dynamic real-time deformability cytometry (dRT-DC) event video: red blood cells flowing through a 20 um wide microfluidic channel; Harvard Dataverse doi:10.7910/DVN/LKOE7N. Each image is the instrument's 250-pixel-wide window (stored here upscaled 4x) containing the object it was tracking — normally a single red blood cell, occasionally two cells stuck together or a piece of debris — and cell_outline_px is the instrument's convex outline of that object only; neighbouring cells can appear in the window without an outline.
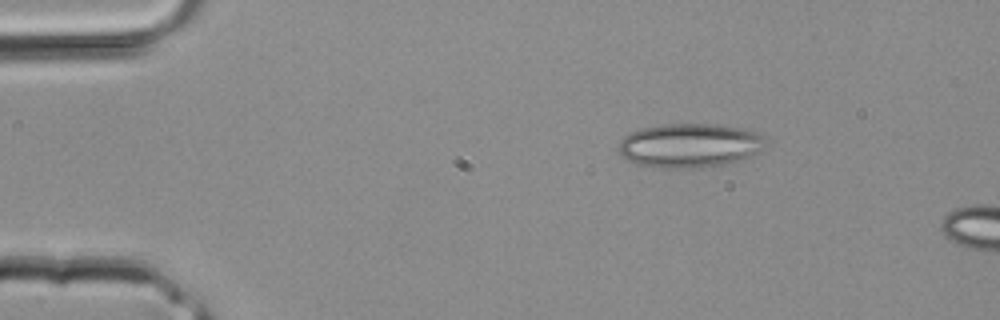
{"species": "common noctule bat (a hibernating species)", "species_latin": "Nyctalus noctula", "temperature_condition": "room temperature", "stored_images_in_passage": 2, "camera_frame_rate_fps": 3000, "um_per_image_px": 0.085, "animal": {"sex": "male", "body_mass_g": 20.4}, "frame": {"image": 1, "passage_image": 1, "time_ms": 0.0, "image_size_px": [1000, 320], "cell_outline_px": [[764, 140], [756, 152], [732, 164], [700, 168], [656, 168], [636, 164], [628, 160], [620, 152], [620, 140], [624, 136], [640, 128], [660, 124], [716, 124], [740, 128], [764, 136]], "centroid_in_image_um": [58.56, 12.38], "position_along_channel_um": 26.4, "area_um2": 37.63}}